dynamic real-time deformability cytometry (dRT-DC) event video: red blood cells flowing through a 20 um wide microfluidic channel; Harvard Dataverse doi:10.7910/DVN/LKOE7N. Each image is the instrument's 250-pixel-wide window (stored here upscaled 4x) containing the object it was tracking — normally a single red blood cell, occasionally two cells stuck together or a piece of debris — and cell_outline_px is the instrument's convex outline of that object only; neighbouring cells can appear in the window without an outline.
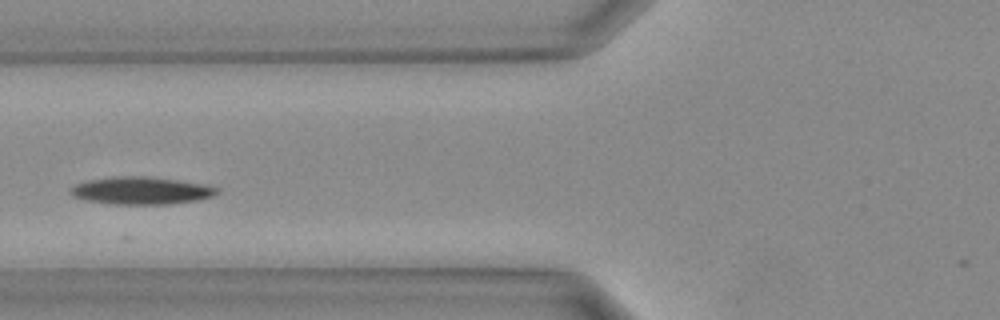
{"species": "Egyptian fruit bat (a non-hibernating species)", "species_latin": "Rousettus aegyptiacus", "temperature_condition": "warm", "stored_images_in_passage": 25, "camera_frame_rate_fps": 3000, "um_per_image_px": 0.085, "animal": {"sex": "female"}, "frame": {"image": 1, "passage_image": 9, "time_ms": 2.667, "image_size_px": [1000, 320], "cell_outline_px": [[220, 192], [216, 196], [196, 200], [168, 204], [112, 204], [88, 200], [72, 196], [68, 192], [68, 188], [76, 184], [88, 180], [112, 176], [148, 176], [176, 180], [200, 184], [220, 188]], "centroid_in_image_um": [11.98, 16.2], "position_along_channel_um": 113.8, "area_um2": 23.52}}